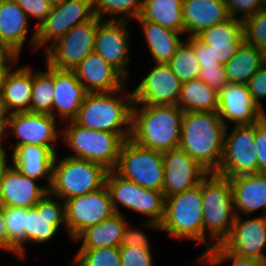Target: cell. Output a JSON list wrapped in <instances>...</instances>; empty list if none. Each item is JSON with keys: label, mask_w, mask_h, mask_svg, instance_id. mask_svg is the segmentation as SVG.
<instances>
[{"label": "cell", "mask_w": 266, "mask_h": 266, "mask_svg": "<svg viewBox=\"0 0 266 266\" xmlns=\"http://www.w3.org/2000/svg\"><path fill=\"white\" fill-rule=\"evenodd\" d=\"M65 212L64 227L73 240L86 228L116 214L106 185L97 191L65 200Z\"/></svg>", "instance_id": "13"}, {"label": "cell", "mask_w": 266, "mask_h": 266, "mask_svg": "<svg viewBox=\"0 0 266 266\" xmlns=\"http://www.w3.org/2000/svg\"><path fill=\"white\" fill-rule=\"evenodd\" d=\"M7 159H8L7 152L5 150H1L0 151V191L5 172L10 167V165L7 164Z\"/></svg>", "instance_id": "52"}, {"label": "cell", "mask_w": 266, "mask_h": 266, "mask_svg": "<svg viewBox=\"0 0 266 266\" xmlns=\"http://www.w3.org/2000/svg\"><path fill=\"white\" fill-rule=\"evenodd\" d=\"M47 67L46 72H33L31 112L53 116L54 68Z\"/></svg>", "instance_id": "35"}, {"label": "cell", "mask_w": 266, "mask_h": 266, "mask_svg": "<svg viewBox=\"0 0 266 266\" xmlns=\"http://www.w3.org/2000/svg\"><path fill=\"white\" fill-rule=\"evenodd\" d=\"M226 5L230 18H238L242 21L262 10L261 0H226ZM241 12L244 13L241 17L235 16Z\"/></svg>", "instance_id": "43"}, {"label": "cell", "mask_w": 266, "mask_h": 266, "mask_svg": "<svg viewBox=\"0 0 266 266\" xmlns=\"http://www.w3.org/2000/svg\"><path fill=\"white\" fill-rule=\"evenodd\" d=\"M222 245L236 255L255 259L266 266L263 253L266 246V215L242 221L238 213Z\"/></svg>", "instance_id": "17"}, {"label": "cell", "mask_w": 266, "mask_h": 266, "mask_svg": "<svg viewBox=\"0 0 266 266\" xmlns=\"http://www.w3.org/2000/svg\"><path fill=\"white\" fill-rule=\"evenodd\" d=\"M28 16L14 0H0V42L18 56L28 32Z\"/></svg>", "instance_id": "29"}, {"label": "cell", "mask_w": 266, "mask_h": 266, "mask_svg": "<svg viewBox=\"0 0 266 266\" xmlns=\"http://www.w3.org/2000/svg\"><path fill=\"white\" fill-rule=\"evenodd\" d=\"M121 266H153L150 248L119 247Z\"/></svg>", "instance_id": "42"}, {"label": "cell", "mask_w": 266, "mask_h": 266, "mask_svg": "<svg viewBox=\"0 0 266 266\" xmlns=\"http://www.w3.org/2000/svg\"><path fill=\"white\" fill-rule=\"evenodd\" d=\"M254 143L258 156V173H266V117L255 123Z\"/></svg>", "instance_id": "46"}, {"label": "cell", "mask_w": 266, "mask_h": 266, "mask_svg": "<svg viewBox=\"0 0 266 266\" xmlns=\"http://www.w3.org/2000/svg\"><path fill=\"white\" fill-rule=\"evenodd\" d=\"M265 62L266 54L244 40L234 57L224 65L227 79L229 82L247 84Z\"/></svg>", "instance_id": "32"}, {"label": "cell", "mask_w": 266, "mask_h": 266, "mask_svg": "<svg viewBox=\"0 0 266 266\" xmlns=\"http://www.w3.org/2000/svg\"><path fill=\"white\" fill-rule=\"evenodd\" d=\"M7 72L8 70H0V96H2L3 83H4V79H5Z\"/></svg>", "instance_id": "55"}, {"label": "cell", "mask_w": 266, "mask_h": 266, "mask_svg": "<svg viewBox=\"0 0 266 266\" xmlns=\"http://www.w3.org/2000/svg\"><path fill=\"white\" fill-rule=\"evenodd\" d=\"M247 87L254 101L262 108L260 100L266 97V62L249 79Z\"/></svg>", "instance_id": "47"}, {"label": "cell", "mask_w": 266, "mask_h": 266, "mask_svg": "<svg viewBox=\"0 0 266 266\" xmlns=\"http://www.w3.org/2000/svg\"><path fill=\"white\" fill-rule=\"evenodd\" d=\"M47 192L38 203L26 208V242L44 243L53 238L61 224H66L65 201L59 204Z\"/></svg>", "instance_id": "19"}, {"label": "cell", "mask_w": 266, "mask_h": 266, "mask_svg": "<svg viewBox=\"0 0 266 266\" xmlns=\"http://www.w3.org/2000/svg\"><path fill=\"white\" fill-rule=\"evenodd\" d=\"M72 266H121L119 248L79 249Z\"/></svg>", "instance_id": "39"}, {"label": "cell", "mask_w": 266, "mask_h": 266, "mask_svg": "<svg viewBox=\"0 0 266 266\" xmlns=\"http://www.w3.org/2000/svg\"><path fill=\"white\" fill-rule=\"evenodd\" d=\"M244 40L266 54V10L243 21Z\"/></svg>", "instance_id": "40"}, {"label": "cell", "mask_w": 266, "mask_h": 266, "mask_svg": "<svg viewBox=\"0 0 266 266\" xmlns=\"http://www.w3.org/2000/svg\"><path fill=\"white\" fill-rule=\"evenodd\" d=\"M18 58L15 52L0 42V70H9L11 68L10 65L17 62Z\"/></svg>", "instance_id": "50"}, {"label": "cell", "mask_w": 266, "mask_h": 266, "mask_svg": "<svg viewBox=\"0 0 266 266\" xmlns=\"http://www.w3.org/2000/svg\"><path fill=\"white\" fill-rule=\"evenodd\" d=\"M263 109L254 101L247 84L229 82L219 91L217 113L225 126L226 119L235 126L253 125L265 117Z\"/></svg>", "instance_id": "18"}, {"label": "cell", "mask_w": 266, "mask_h": 266, "mask_svg": "<svg viewBox=\"0 0 266 266\" xmlns=\"http://www.w3.org/2000/svg\"><path fill=\"white\" fill-rule=\"evenodd\" d=\"M36 182V179L23 175L14 166L9 167L1 185L0 204L3 207H34L49 192L47 186L41 187Z\"/></svg>", "instance_id": "23"}, {"label": "cell", "mask_w": 266, "mask_h": 266, "mask_svg": "<svg viewBox=\"0 0 266 266\" xmlns=\"http://www.w3.org/2000/svg\"><path fill=\"white\" fill-rule=\"evenodd\" d=\"M106 186L116 213L119 211L117 203L150 217L146 226L160 230V224L165 214V196L163 191L145 189L134 182L124 179L114 170L108 171Z\"/></svg>", "instance_id": "8"}, {"label": "cell", "mask_w": 266, "mask_h": 266, "mask_svg": "<svg viewBox=\"0 0 266 266\" xmlns=\"http://www.w3.org/2000/svg\"><path fill=\"white\" fill-rule=\"evenodd\" d=\"M121 246L150 248L146 234L139 229L129 228L128 224L124 231Z\"/></svg>", "instance_id": "49"}, {"label": "cell", "mask_w": 266, "mask_h": 266, "mask_svg": "<svg viewBox=\"0 0 266 266\" xmlns=\"http://www.w3.org/2000/svg\"><path fill=\"white\" fill-rule=\"evenodd\" d=\"M200 261L214 266L221 264L225 260H232L231 266H265L263 263L247 257L236 255L235 253L226 249L222 244L212 246L209 250L205 251L199 257Z\"/></svg>", "instance_id": "41"}, {"label": "cell", "mask_w": 266, "mask_h": 266, "mask_svg": "<svg viewBox=\"0 0 266 266\" xmlns=\"http://www.w3.org/2000/svg\"><path fill=\"white\" fill-rule=\"evenodd\" d=\"M99 18L76 25L45 50L46 65L58 70L73 71L81 61L94 51Z\"/></svg>", "instance_id": "10"}, {"label": "cell", "mask_w": 266, "mask_h": 266, "mask_svg": "<svg viewBox=\"0 0 266 266\" xmlns=\"http://www.w3.org/2000/svg\"><path fill=\"white\" fill-rule=\"evenodd\" d=\"M7 125H1L0 124V151L1 150H5L3 145H2V140L4 137H7L8 136V133H7ZM6 131V135H4V132Z\"/></svg>", "instance_id": "54"}, {"label": "cell", "mask_w": 266, "mask_h": 266, "mask_svg": "<svg viewBox=\"0 0 266 266\" xmlns=\"http://www.w3.org/2000/svg\"><path fill=\"white\" fill-rule=\"evenodd\" d=\"M56 125V118L51 114L19 112L10 114L7 128L19 139L14 146L53 147L51 142L59 137Z\"/></svg>", "instance_id": "20"}, {"label": "cell", "mask_w": 266, "mask_h": 266, "mask_svg": "<svg viewBox=\"0 0 266 266\" xmlns=\"http://www.w3.org/2000/svg\"><path fill=\"white\" fill-rule=\"evenodd\" d=\"M224 137V150L217 170L223 177L258 173V156L255 151V123L253 125L235 126L233 131ZM227 137V138H226Z\"/></svg>", "instance_id": "12"}, {"label": "cell", "mask_w": 266, "mask_h": 266, "mask_svg": "<svg viewBox=\"0 0 266 266\" xmlns=\"http://www.w3.org/2000/svg\"><path fill=\"white\" fill-rule=\"evenodd\" d=\"M94 17L93 0H64L53 5L46 19L35 28L31 39L34 50L52 40L55 43L74 26Z\"/></svg>", "instance_id": "11"}, {"label": "cell", "mask_w": 266, "mask_h": 266, "mask_svg": "<svg viewBox=\"0 0 266 266\" xmlns=\"http://www.w3.org/2000/svg\"><path fill=\"white\" fill-rule=\"evenodd\" d=\"M144 0H93L94 16L103 20V15L112 14V20H117L119 14L122 15L118 20H127L140 16ZM124 13V14H123Z\"/></svg>", "instance_id": "38"}, {"label": "cell", "mask_w": 266, "mask_h": 266, "mask_svg": "<svg viewBox=\"0 0 266 266\" xmlns=\"http://www.w3.org/2000/svg\"><path fill=\"white\" fill-rule=\"evenodd\" d=\"M262 2V9L266 10V0H261Z\"/></svg>", "instance_id": "57"}, {"label": "cell", "mask_w": 266, "mask_h": 266, "mask_svg": "<svg viewBox=\"0 0 266 266\" xmlns=\"http://www.w3.org/2000/svg\"><path fill=\"white\" fill-rule=\"evenodd\" d=\"M32 67L23 66L8 70L4 83L2 98L8 111L12 113L31 112L33 87ZM11 109V110H10Z\"/></svg>", "instance_id": "28"}, {"label": "cell", "mask_w": 266, "mask_h": 266, "mask_svg": "<svg viewBox=\"0 0 266 266\" xmlns=\"http://www.w3.org/2000/svg\"><path fill=\"white\" fill-rule=\"evenodd\" d=\"M165 198L201 183L209 172L180 147L163 153Z\"/></svg>", "instance_id": "14"}, {"label": "cell", "mask_w": 266, "mask_h": 266, "mask_svg": "<svg viewBox=\"0 0 266 266\" xmlns=\"http://www.w3.org/2000/svg\"><path fill=\"white\" fill-rule=\"evenodd\" d=\"M125 20H101L97 26L94 52L127 79L129 39Z\"/></svg>", "instance_id": "16"}, {"label": "cell", "mask_w": 266, "mask_h": 266, "mask_svg": "<svg viewBox=\"0 0 266 266\" xmlns=\"http://www.w3.org/2000/svg\"><path fill=\"white\" fill-rule=\"evenodd\" d=\"M198 79L203 80L212 89H215L218 93L228 83L227 75L224 67L215 66H200Z\"/></svg>", "instance_id": "44"}, {"label": "cell", "mask_w": 266, "mask_h": 266, "mask_svg": "<svg viewBox=\"0 0 266 266\" xmlns=\"http://www.w3.org/2000/svg\"><path fill=\"white\" fill-rule=\"evenodd\" d=\"M4 219L8 230V251L23 257L26 243V208L4 207Z\"/></svg>", "instance_id": "36"}, {"label": "cell", "mask_w": 266, "mask_h": 266, "mask_svg": "<svg viewBox=\"0 0 266 266\" xmlns=\"http://www.w3.org/2000/svg\"><path fill=\"white\" fill-rule=\"evenodd\" d=\"M88 93L114 92L125 86V78L98 53L88 54L73 70Z\"/></svg>", "instance_id": "21"}, {"label": "cell", "mask_w": 266, "mask_h": 266, "mask_svg": "<svg viewBox=\"0 0 266 266\" xmlns=\"http://www.w3.org/2000/svg\"><path fill=\"white\" fill-rule=\"evenodd\" d=\"M19 7L26 13L28 18L38 19L36 28L46 19L50 13L51 4L48 0H14Z\"/></svg>", "instance_id": "45"}, {"label": "cell", "mask_w": 266, "mask_h": 266, "mask_svg": "<svg viewBox=\"0 0 266 266\" xmlns=\"http://www.w3.org/2000/svg\"><path fill=\"white\" fill-rule=\"evenodd\" d=\"M186 41L193 47L200 66L224 67V65L214 61L208 44H204L196 36H188Z\"/></svg>", "instance_id": "48"}, {"label": "cell", "mask_w": 266, "mask_h": 266, "mask_svg": "<svg viewBox=\"0 0 266 266\" xmlns=\"http://www.w3.org/2000/svg\"><path fill=\"white\" fill-rule=\"evenodd\" d=\"M160 230L175 238L203 243V202L201 183L182 193L166 197Z\"/></svg>", "instance_id": "7"}, {"label": "cell", "mask_w": 266, "mask_h": 266, "mask_svg": "<svg viewBox=\"0 0 266 266\" xmlns=\"http://www.w3.org/2000/svg\"><path fill=\"white\" fill-rule=\"evenodd\" d=\"M124 88L114 92L87 93L74 121L83 127L113 133H131L132 92L125 99ZM122 95H112V94ZM119 96V97H118ZM126 128H122V126Z\"/></svg>", "instance_id": "3"}, {"label": "cell", "mask_w": 266, "mask_h": 266, "mask_svg": "<svg viewBox=\"0 0 266 266\" xmlns=\"http://www.w3.org/2000/svg\"><path fill=\"white\" fill-rule=\"evenodd\" d=\"M236 211L251 214L264 207L266 209V173L229 177Z\"/></svg>", "instance_id": "27"}, {"label": "cell", "mask_w": 266, "mask_h": 266, "mask_svg": "<svg viewBox=\"0 0 266 266\" xmlns=\"http://www.w3.org/2000/svg\"><path fill=\"white\" fill-rule=\"evenodd\" d=\"M114 171L145 189L163 191V153L139 146L130 138L122 144Z\"/></svg>", "instance_id": "9"}, {"label": "cell", "mask_w": 266, "mask_h": 266, "mask_svg": "<svg viewBox=\"0 0 266 266\" xmlns=\"http://www.w3.org/2000/svg\"><path fill=\"white\" fill-rule=\"evenodd\" d=\"M53 162L52 183L49 192L63 201L91 193L106 185L108 171L104 166L85 159L65 156Z\"/></svg>", "instance_id": "6"}, {"label": "cell", "mask_w": 266, "mask_h": 266, "mask_svg": "<svg viewBox=\"0 0 266 266\" xmlns=\"http://www.w3.org/2000/svg\"><path fill=\"white\" fill-rule=\"evenodd\" d=\"M185 42L181 43L168 62L181 83L197 79L201 68L193 47L187 41Z\"/></svg>", "instance_id": "37"}, {"label": "cell", "mask_w": 266, "mask_h": 266, "mask_svg": "<svg viewBox=\"0 0 266 266\" xmlns=\"http://www.w3.org/2000/svg\"><path fill=\"white\" fill-rule=\"evenodd\" d=\"M127 226L123 214L116 213L99 224L83 230L76 238L81 240L80 249H96L103 247L119 248Z\"/></svg>", "instance_id": "30"}, {"label": "cell", "mask_w": 266, "mask_h": 266, "mask_svg": "<svg viewBox=\"0 0 266 266\" xmlns=\"http://www.w3.org/2000/svg\"><path fill=\"white\" fill-rule=\"evenodd\" d=\"M54 91L53 117L73 121L88 93L75 72L54 68Z\"/></svg>", "instance_id": "24"}, {"label": "cell", "mask_w": 266, "mask_h": 266, "mask_svg": "<svg viewBox=\"0 0 266 266\" xmlns=\"http://www.w3.org/2000/svg\"><path fill=\"white\" fill-rule=\"evenodd\" d=\"M226 128L217 112L185 111L179 147L209 173H216L223 156Z\"/></svg>", "instance_id": "1"}, {"label": "cell", "mask_w": 266, "mask_h": 266, "mask_svg": "<svg viewBox=\"0 0 266 266\" xmlns=\"http://www.w3.org/2000/svg\"><path fill=\"white\" fill-rule=\"evenodd\" d=\"M64 0H48V2L51 4V6L53 5H57L62 3Z\"/></svg>", "instance_id": "56"}, {"label": "cell", "mask_w": 266, "mask_h": 266, "mask_svg": "<svg viewBox=\"0 0 266 266\" xmlns=\"http://www.w3.org/2000/svg\"><path fill=\"white\" fill-rule=\"evenodd\" d=\"M230 18L226 0H183L184 33L196 36Z\"/></svg>", "instance_id": "25"}, {"label": "cell", "mask_w": 266, "mask_h": 266, "mask_svg": "<svg viewBox=\"0 0 266 266\" xmlns=\"http://www.w3.org/2000/svg\"><path fill=\"white\" fill-rule=\"evenodd\" d=\"M209 177V178H208ZM201 195L203 202V244L212 246L222 244L230 234L236 211L233 212V190L229 178L209 173L201 181ZM206 229L215 243L209 245L206 242Z\"/></svg>", "instance_id": "4"}, {"label": "cell", "mask_w": 266, "mask_h": 266, "mask_svg": "<svg viewBox=\"0 0 266 266\" xmlns=\"http://www.w3.org/2000/svg\"><path fill=\"white\" fill-rule=\"evenodd\" d=\"M10 113L8 112L6 105L3 102L2 96H0V124L8 125Z\"/></svg>", "instance_id": "53"}, {"label": "cell", "mask_w": 266, "mask_h": 266, "mask_svg": "<svg viewBox=\"0 0 266 266\" xmlns=\"http://www.w3.org/2000/svg\"><path fill=\"white\" fill-rule=\"evenodd\" d=\"M0 249L8 251V230L4 219V207L0 204Z\"/></svg>", "instance_id": "51"}, {"label": "cell", "mask_w": 266, "mask_h": 266, "mask_svg": "<svg viewBox=\"0 0 266 266\" xmlns=\"http://www.w3.org/2000/svg\"><path fill=\"white\" fill-rule=\"evenodd\" d=\"M181 85L168 63H156L132 91L134 104L177 105Z\"/></svg>", "instance_id": "15"}, {"label": "cell", "mask_w": 266, "mask_h": 266, "mask_svg": "<svg viewBox=\"0 0 266 266\" xmlns=\"http://www.w3.org/2000/svg\"><path fill=\"white\" fill-rule=\"evenodd\" d=\"M140 16L184 34L183 0H144Z\"/></svg>", "instance_id": "34"}, {"label": "cell", "mask_w": 266, "mask_h": 266, "mask_svg": "<svg viewBox=\"0 0 266 266\" xmlns=\"http://www.w3.org/2000/svg\"><path fill=\"white\" fill-rule=\"evenodd\" d=\"M67 129L60 131L62 139L75 154L74 158L85 159L104 166L107 170L116 169L122 144L131 133H113L94 130L68 121Z\"/></svg>", "instance_id": "5"}, {"label": "cell", "mask_w": 266, "mask_h": 266, "mask_svg": "<svg viewBox=\"0 0 266 266\" xmlns=\"http://www.w3.org/2000/svg\"><path fill=\"white\" fill-rule=\"evenodd\" d=\"M141 105L140 110L132 107L130 139L162 153L178 148L184 111L177 105Z\"/></svg>", "instance_id": "2"}, {"label": "cell", "mask_w": 266, "mask_h": 266, "mask_svg": "<svg viewBox=\"0 0 266 266\" xmlns=\"http://www.w3.org/2000/svg\"><path fill=\"white\" fill-rule=\"evenodd\" d=\"M13 166L23 175L36 180L45 178L48 190L52 183L53 162L57 154L54 147L37 145L13 146Z\"/></svg>", "instance_id": "26"}, {"label": "cell", "mask_w": 266, "mask_h": 266, "mask_svg": "<svg viewBox=\"0 0 266 266\" xmlns=\"http://www.w3.org/2000/svg\"><path fill=\"white\" fill-rule=\"evenodd\" d=\"M196 37L204 44H208L214 61L225 65L234 57L244 41L243 21L229 18L211 28L203 29Z\"/></svg>", "instance_id": "22"}, {"label": "cell", "mask_w": 266, "mask_h": 266, "mask_svg": "<svg viewBox=\"0 0 266 266\" xmlns=\"http://www.w3.org/2000/svg\"><path fill=\"white\" fill-rule=\"evenodd\" d=\"M219 93L201 79L182 83L177 106L184 112H217Z\"/></svg>", "instance_id": "33"}, {"label": "cell", "mask_w": 266, "mask_h": 266, "mask_svg": "<svg viewBox=\"0 0 266 266\" xmlns=\"http://www.w3.org/2000/svg\"><path fill=\"white\" fill-rule=\"evenodd\" d=\"M145 36L149 51L156 63H168L183 42L179 35L181 32L162 27L159 24L144 20L141 16L136 18Z\"/></svg>", "instance_id": "31"}]
</instances>
